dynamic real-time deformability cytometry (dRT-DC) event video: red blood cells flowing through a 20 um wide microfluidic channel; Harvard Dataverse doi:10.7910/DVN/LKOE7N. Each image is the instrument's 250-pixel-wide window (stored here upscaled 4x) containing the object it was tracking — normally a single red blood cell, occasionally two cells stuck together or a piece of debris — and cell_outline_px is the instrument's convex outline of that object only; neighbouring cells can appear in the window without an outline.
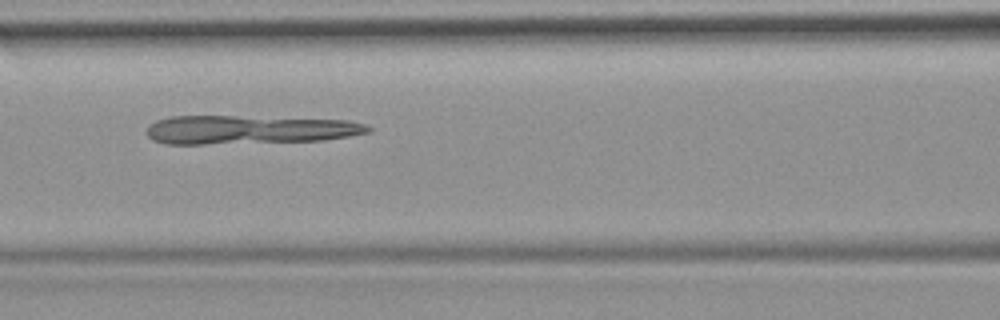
{"species": "common noctule bat (a hibernating species)", "species_latin": "Nyctalus noctula", "temperature_condition": "room temperature", "stored_images_in_passage": 5, "camera_frame_rate_fps": 3000, "um_per_image_px": 0.085, "animal": {"sex": "female", "body_mass_g": 19.9}, "frame": {"image": 1, "passage_image": 3, "time_ms": 2.0, "image_size_px": [1000, 320], "cell_outline_px": [[372, 132], [324, 140], [204, 144], [164, 144], [152, 140], [148, 136], [148, 128], [156, 120], [172, 116], [236, 116], [348, 120], [364, 124], [372, 128]], "centroid_in_image_um": [21.18, 11.02], "position_along_channel_um": 145.4, "area_um2": 36.88}}
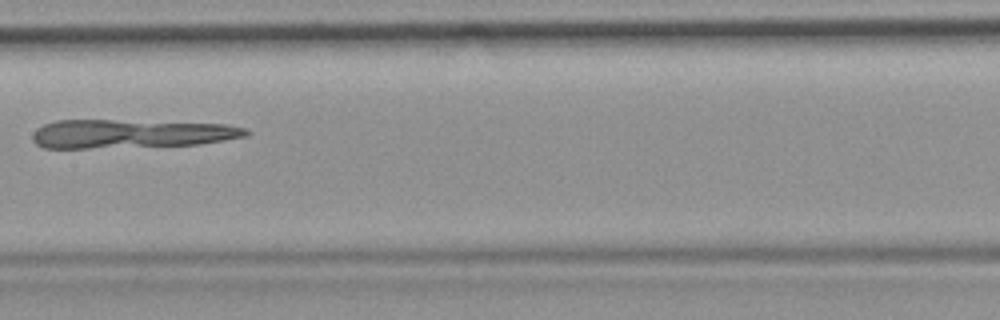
{"frame": {"image": 2, "passage_image": 4, "time_ms": 3.333, "image_size_px": [1000, 320], "cell_outline_px": [[252, 132], [248, 136], [224, 140], [196, 144], [88, 148], [44, 148], [36, 144], [32, 140], [32, 132], [36, 128], [44, 124], [56, 120], [112, 120], [224, 124], [248, 128]], "centroid_in_image_um": [11.09, 11.36], "position_along_channel_um": 196.3, "area_um2": 35.55}}